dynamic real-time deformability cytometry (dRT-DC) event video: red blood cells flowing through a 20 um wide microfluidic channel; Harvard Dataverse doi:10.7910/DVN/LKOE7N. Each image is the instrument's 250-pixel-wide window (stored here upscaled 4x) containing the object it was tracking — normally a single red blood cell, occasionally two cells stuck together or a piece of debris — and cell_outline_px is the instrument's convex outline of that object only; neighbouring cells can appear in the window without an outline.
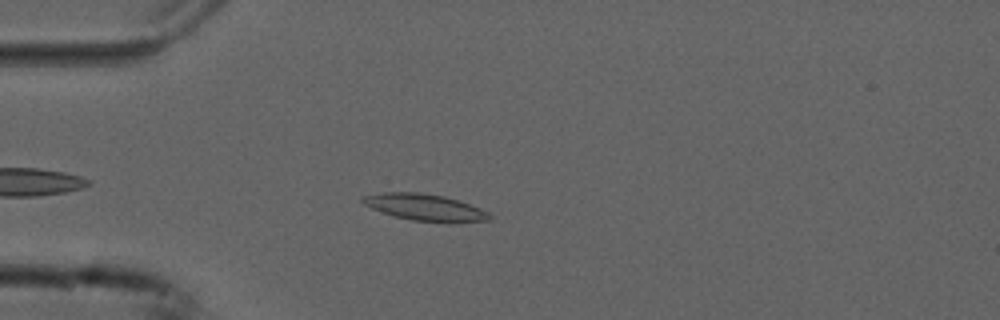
{"species": "common noctule bat (a hibernating species)", "species_latin": "Nyctalus noctula", "temperature_condition": "cold", "stored_images_in_passage": 46, "camera_frame_rate_fps": 3000, "um_per_image_px": 0.085, "animal": {"sex": "male", "forearm_length_mm": 52.5}, "frame": {"image": 1, "passage_image": 6, "time_ms": 1.667, "image_size_px": [1000, 320], "cell_outline_px": [[492, 220], [452, 224], [448, 224], [412, 220], [396, 216], [372, 208], [364, 204], [360, 200], [360, 196], [384, 192], [420, 192], [444, 196], [480, 208], [488, 212], [492, 216]], "centroid_in_image_um": [36.17, 17.65], "position_along_channel_um": 48.8, "area_um2": 20.0}}
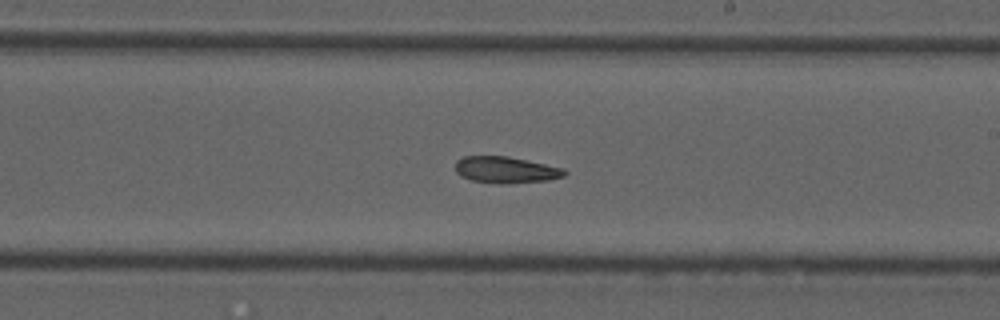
{"frame": {"image": 2, "passage_image": 23, "time_ms": 7.333, "image_size_px": [1000, 320], "cell_outline_px": [[568, 172], [564, 176], [548, 180], [472, 180], [460, 176], [456, 172], [456, 160], [464, 156], [508, 156], [564, 168]], "centroid_in_image_um": [42.98, 14.36], "position_along_channel_um": 246.0, "area_um2": 15.72}}
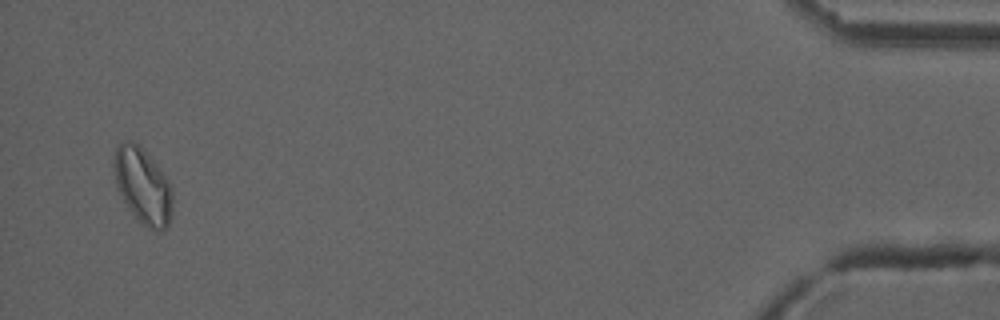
{"frame": {"image": 3, "passage_image": 44, "time_ms": 14.333, "image_size_px": [1000, 320], "cell_outline_px": [[172, 216], [168, 224], [160, 232], [156, 232], [148, 228], [128, 208], [116, 184], [112, 164], [112, 160], [116, 144], [124, 140], [132, 140], [156, 164], [168, 180], [172, 188]], "centroid_in_image_um": [12.12, 15.78], "position_along_channel_um": 423.1, "area_um2": 25.78}, "authors_computed_cell_mechanics": {"area_um2": 18.1781, "velocity_mm_per_s": 3.7324, "shape_relaxation_time_tau1_ms": null, "shape_relaxation_time_tau2_ms": 6.8773, "deformation_change_tau1": null, "deformation_change_tau2": 0.1114}}